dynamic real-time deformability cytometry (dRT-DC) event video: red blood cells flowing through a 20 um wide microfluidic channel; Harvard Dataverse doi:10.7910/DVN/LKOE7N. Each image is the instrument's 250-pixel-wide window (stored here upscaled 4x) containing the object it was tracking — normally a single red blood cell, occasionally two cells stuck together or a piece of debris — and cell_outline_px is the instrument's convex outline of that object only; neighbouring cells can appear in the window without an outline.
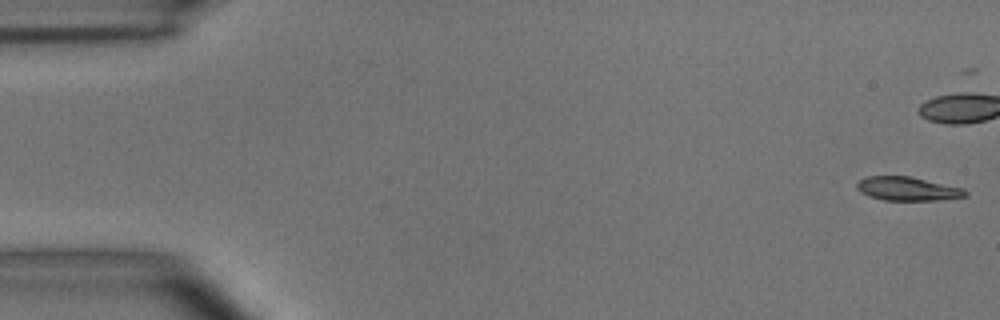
{"species": "common noctule bat (a hibernating species)", "species_latin": "Nyctalus noctula", "temperature_condition": "room temperature", "stored_images_in_passage": 43, "camera_frame_rate_fps": 3000, "um_per_image_px": 0.085, "animal": {"sex": "male", "body_mass_g": 15.6}, "frame": {"image": 1, "passage_image": 1, "time_ms": 0.0, "image_size_px": [1000, 320], "cell_outline_px": [[968, 196], [940, 200], [884, 200], [868, 196], [860, 192], [856, 188], [856, 184], [860, 180], [868, 176], [908, 176], [964, 188], [968, 192]], "centroid_in_image_um": [77.15, 16.05], "position_along_channel_um": 7.8, "area_um2": 15.03}}